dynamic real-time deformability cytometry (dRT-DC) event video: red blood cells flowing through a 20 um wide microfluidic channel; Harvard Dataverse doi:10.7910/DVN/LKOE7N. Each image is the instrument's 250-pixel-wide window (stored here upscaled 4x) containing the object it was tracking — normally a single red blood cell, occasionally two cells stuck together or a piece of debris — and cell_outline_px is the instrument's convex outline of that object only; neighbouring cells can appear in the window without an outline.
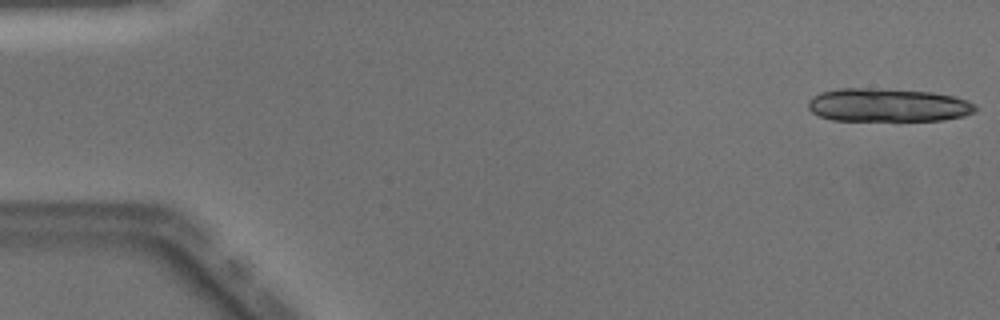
{"species": "Egyptian fruit bat (a non-hibernating species)", "species_latin": "Rousettus aegyptiacus", "temperature_condition": "warm", "stored_images_in_passage": 13, "camera_frame_rate_fps": 3000, "um_per_image_px": 0.085, "animal": {"sex": "male"}, "frame": {"image": 1, "passage_image": 1, "time_ms": 0.0, "image_size_px": [1000, 320], "cell_outline_px": [[976, 112], [964, 116], [944, 120], [832, 120], [820, 116], [812, 112], [808, 108], [808, 100], [812, 96], [820, 92], [840, 88], [868, 88], [932, 92], [956, 96], [968, 100], [976, 104]], "centroid_in_image_um": [75.49, 8.93], "position_along_channel_um": 9.5, "area_um2": 32.66}}